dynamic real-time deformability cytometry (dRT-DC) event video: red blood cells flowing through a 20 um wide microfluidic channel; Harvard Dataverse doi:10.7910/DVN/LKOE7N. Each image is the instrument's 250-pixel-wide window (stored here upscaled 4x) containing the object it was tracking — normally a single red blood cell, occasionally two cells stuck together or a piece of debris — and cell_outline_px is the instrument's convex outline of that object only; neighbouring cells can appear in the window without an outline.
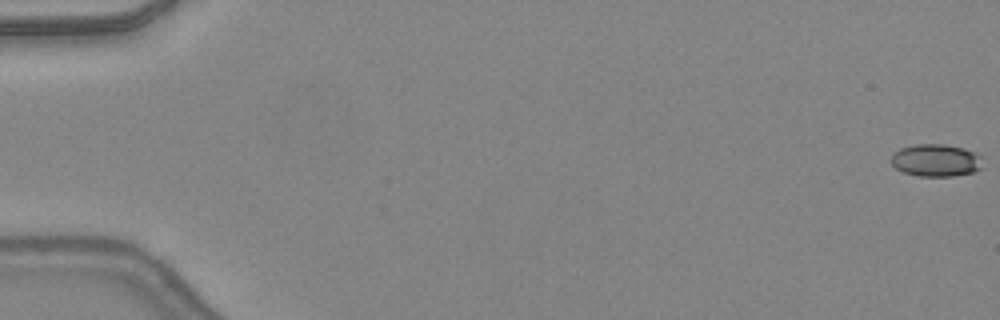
{"species": "common noctule bat (a hibernating species)", "species_latin": "Nyctalus noctula", "temperature_condition": "warm", "stored_images_in_passage": 48, "camera_frame_rate_fps": 3000, "um_per_image_px": 0.085, "animal": {"sex": "female", "body_mass_g": 24.6, "forearm_length_mm": 56.2}, "frame": {"image": 1, "passage_image": 1, "time_ms": 0.0, "image_size_px": [1000, 320], "cell_outline_px": [[984, 168], [972, 172], [952, 176], [920, 176], [904, 172], [896, 168], [888, 160], [892, 152], [900, 148], [916, 144], [944, 144], [964, 148], [980, 156]], "centroid_in_image_um": [79.52, 13.62], "position_along_channel_um": 5.5, "area_um2": 17.46}}
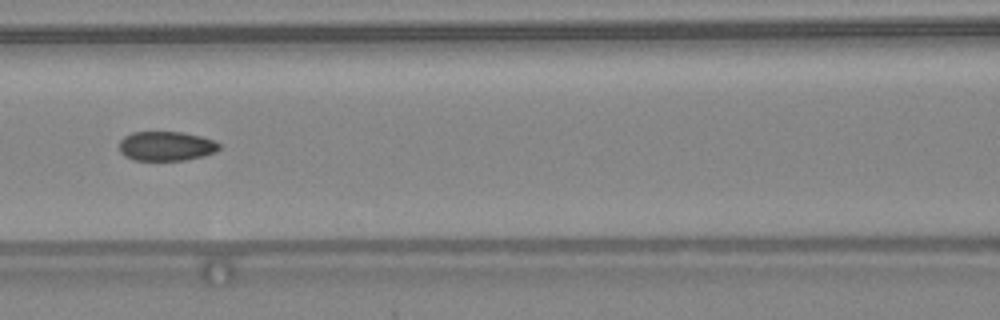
{"frame": {"image": 2, "passage_image": 23, "time_ms": 7.333, "image_size_px": [1000, 320], "cell_outline_px": [[220, 148], [216, 152], [184, 160], [132, 160], [124, 156], [120, 152], [120, 140], [124, 136], [132, 132], [184, 132], [200, 136], [212, 140], [220, 144]], "centroid_in_image_um": [14.1, 12.41], "position_along_channel_um": 152.5, "area_um2": 17.11}}
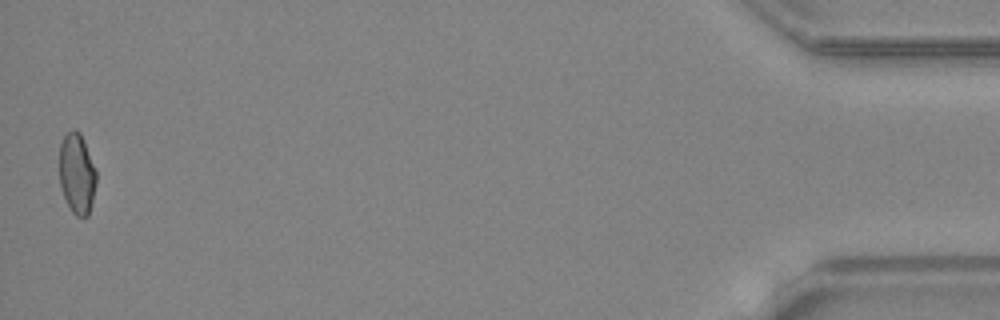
{"frame": {"image": 3, "passage_image": 48, "time_ms": 15.667, "image_size_px": [1000, 320], "cell_outline_px": [[96, 184], [88, 216], [84, 220], [76, 216], [72, 212], [64, 196], [60, 184], [60, 144], [64, 136], [72, 128], [76, 128], [80, 132], [96, 172]], "centroid_in_image_um": [6.54, 14.78], "position_along_channel_um": 428.7, "area_um2": 17.22}, "authors_computed_cell_mechanics": {"area_um2": 17.6868, "velocity_mm_per_s": 4.4236, "shape_relaxation_time_tau1_ms": null, "shape_relaxation_time_tau2_ms": 1.4652, "deformation_change_tau1": null, "deformation_change_tau2": 0.0658}}